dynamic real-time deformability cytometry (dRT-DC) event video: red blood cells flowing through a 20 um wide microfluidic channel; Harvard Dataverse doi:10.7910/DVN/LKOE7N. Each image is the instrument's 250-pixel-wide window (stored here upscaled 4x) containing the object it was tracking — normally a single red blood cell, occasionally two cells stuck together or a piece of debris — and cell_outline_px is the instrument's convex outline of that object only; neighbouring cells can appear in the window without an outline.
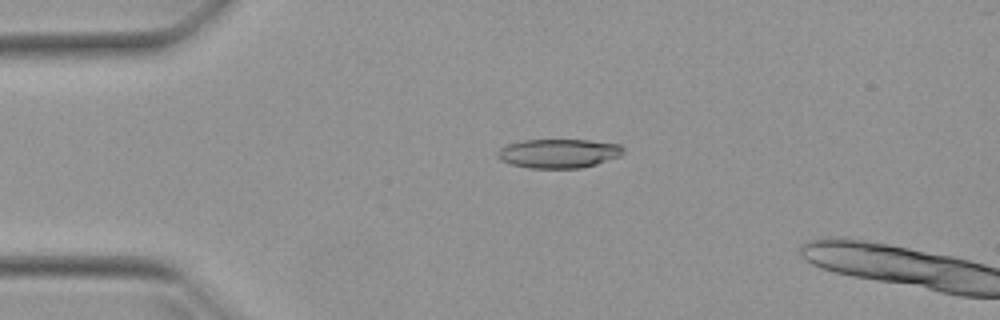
{"species": "Egyptian fruit bat (a non-hibernating species)", "species_latin": "Rousettus aegyptiacus", "temperature_condition": "warm", "stored_images_in_passage": 15, "camera_frame_rate_fps": 3000, "um_per_image_px": 0.085, "animal": {"sex": "female"}, "frame": {"image": 1, "passage_image": 11, "time_ms": 3.333, "image_size_px": [1000, 320], "cell_outline_px": [[624, 152], [620, 156], [596, 164], [580, 168], [528, 168], [512, 164], [500, 160], [496, 156], [496, 152], [500, 148], [508, 144], [524, 140], [588, 140], [620, 144], [624, 148]], "centroid_in_image_um": [47.48, 13.04], "position_along_channel_um": 37.5, "area_um2": 21.33}}